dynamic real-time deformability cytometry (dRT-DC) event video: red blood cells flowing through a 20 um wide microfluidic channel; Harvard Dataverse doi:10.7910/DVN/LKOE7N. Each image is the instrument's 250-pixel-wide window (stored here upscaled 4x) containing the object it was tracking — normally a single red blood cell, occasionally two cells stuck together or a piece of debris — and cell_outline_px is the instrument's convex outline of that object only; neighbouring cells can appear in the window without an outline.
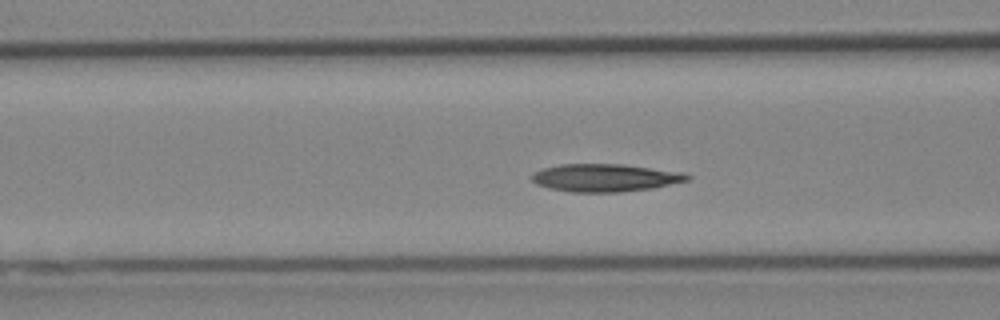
{"species": "Egyptian fruit bat (a non-hibernating species)", "species_latin": "Rousettus aegyptiacus", "temperature_condition": "cold", "stored_images_in_passage": 32, "camera_frame_rate_fps": 3000, "um_per_image_px": 0.085, "animal": {"sex": "female"}, "frame": {"image": 1, "passage_image": 5, "time_ms": 1.333, "image_size_px": [1000, 320], "cell_outline_px": [[692, 176], [688, 180], [652, 188], [616, 192], [572, 192], [548, 188], [536, 184], [532, 180], [532, 172], [540, 168], [560, 164], [624, 164], [680, 172]], "centroid_in_image_um": [51.37, 15.1], "position_along_channel_um": 115.2, "area_um2": 25.09}}
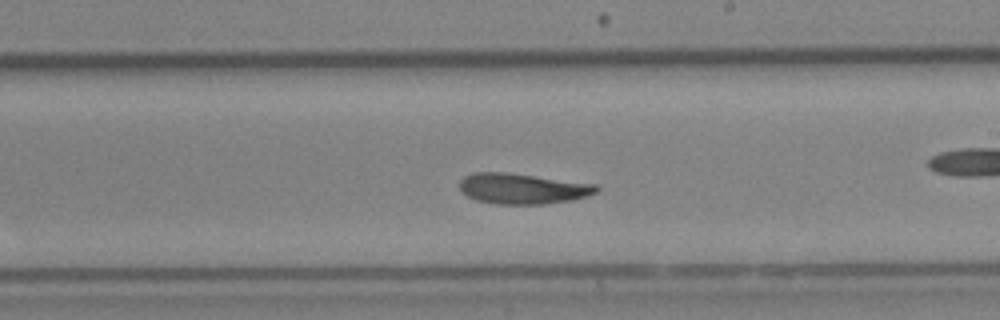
{"frame": {"image": 2, "passage_image": 15, "time_ms": 4.667, "image_size_px": [1000, 320], "cell_outline_px": [[600, 188], [596, 192], [588, 196], [572, 200], [544, 204], [496, 204], [476, 200], [460, 192], [460, 180], [464, 176], [472, 172], [508, 172], [596, 184]], "centroid_in_image_um": [44.4, 16.03], "position_along_channel_um": 244.6, "area_um2": 24.57}}
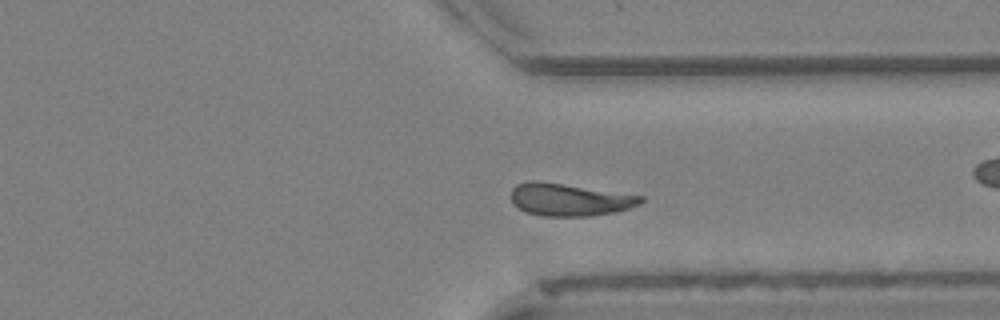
{"frame": {"image": 3, "passage_image": 24, "time_ms": 7.667, "image_size_px": [1000, 320], "cell_outline_px": [[644, 200], [640, 204], [616, 212], [588, 216], [540, 216], [524, 212], [512, 200], [512, 188], [516, 184], [528, 180], [536, 180], [644, 196]], "centroid_in_image_um": [48.39, 16.97], "position_along_channel_um": 363.0, "area_um2": 24.45}, "authors_computed_cell_mechanics": {"area_um2": 24.5072, "velocity_mm_per_s": 3.9014, "shape_relaxation_time_tau1_ms": 7.0256, "shape_relaxation_time_tau2_ms": 7.6055, "deformation_change_tau1": 0.1537, "deformation_change_tau2": 0.1331}}